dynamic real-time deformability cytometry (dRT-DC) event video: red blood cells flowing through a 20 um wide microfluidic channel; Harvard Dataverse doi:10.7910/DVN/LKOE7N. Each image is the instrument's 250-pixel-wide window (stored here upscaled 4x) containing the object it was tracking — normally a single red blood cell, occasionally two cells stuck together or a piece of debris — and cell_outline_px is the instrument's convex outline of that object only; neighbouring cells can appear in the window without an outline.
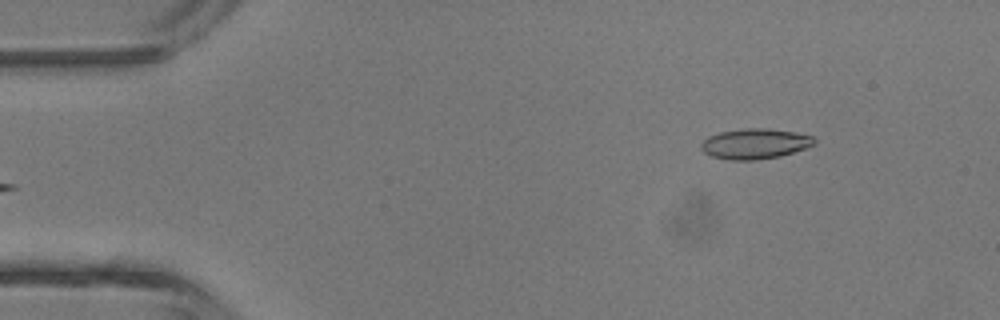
{"species": "common noctule bat (a hibernating species)", "species_latin": "Nyctalus noctula", "temperature_condition": "room temperature", "stored_images_in_passage": 4, "segment_of_instrument_passage": [2, 2], "camera_frame_rate_fps": 3000, "um_per_image_px": 0.085, "animal": {"sex": "male", "body_mass_g": 13.3}, "frame": {"image": 1, "passage_image": 4, "time_ms": 3.333, "image_size_px": [1000, 320], "cell_outline_px": [[816, 144], [780, 156], [756, 160], [728, 160], [712, 156], [704, 152], [700, 148], [700, 144], [708, 136], [720, 132], [744, 128], [768, 128], [796, 132], [812, 136], [816, 140]], "centroid_in_image_um": [64.16, 12.21], "position_along_channel_um": 20.8, "area_um2": 20.06}}